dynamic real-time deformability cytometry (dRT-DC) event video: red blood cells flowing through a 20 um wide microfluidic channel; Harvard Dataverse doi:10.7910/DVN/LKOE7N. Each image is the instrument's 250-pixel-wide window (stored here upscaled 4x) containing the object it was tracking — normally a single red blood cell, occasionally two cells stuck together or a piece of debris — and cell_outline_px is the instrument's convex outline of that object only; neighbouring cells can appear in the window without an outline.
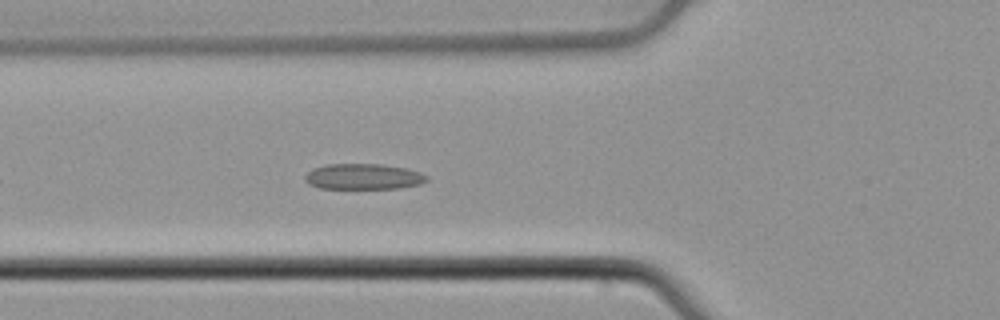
{"species": "common noctule bat (a hibernating species)", "species_latin": "Nyctalus noctula", "temperature_condition": "cold", "stored_images_in_passage": 42, "camera_frame_rate_fps": 3000, "um_per_image_px": 0.085, "animal": {"sex": "male", "body_mass_g": 21.5, "forearm_length_mm": 52.0}, "frame": {"image": 1, "passage_image": 8, "time_ms": 2.333, "image_size_px": [1000, 320], "cell_outline_px": [[428, 180], [420, 184], [400, 188], [320, 188], [308, 184], [304, 180], [304, 176], [312, 168], [328, 164], [380, 164], [404, 168], [420, 172], [428, 176]], "centroid_in_image_um": [30.87, 15.01], "position_along_channel_um": 94.9, "area_um2": 18.21}}
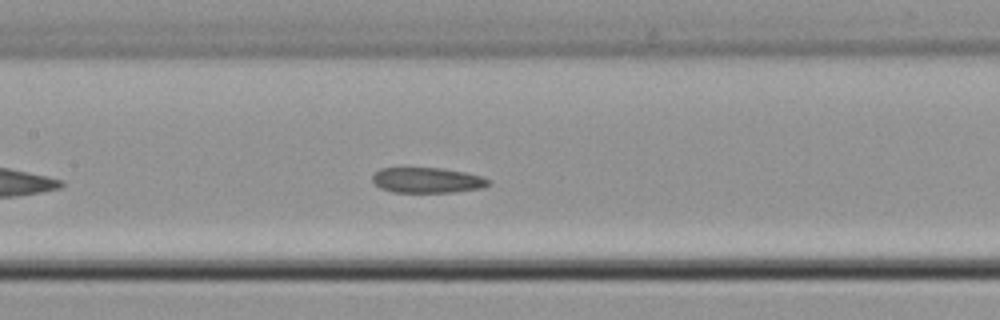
{"frame": {"image": 2, "passage_image": 14, "time_ms": 4.333, "image_size_px": [1000, 320], "cell_outline_px": [[492, 184], [484, 188], [456, 192], [392, 192], [380, 188], [372, 180], [372, 176], [380, 168], [444, 168], [464, 172], [480, 176], [492, 180]], "centroid_in_image_um": [36.37, 15.32], "position_along_channel_um": 171.0, "area_um2": 17.34}}
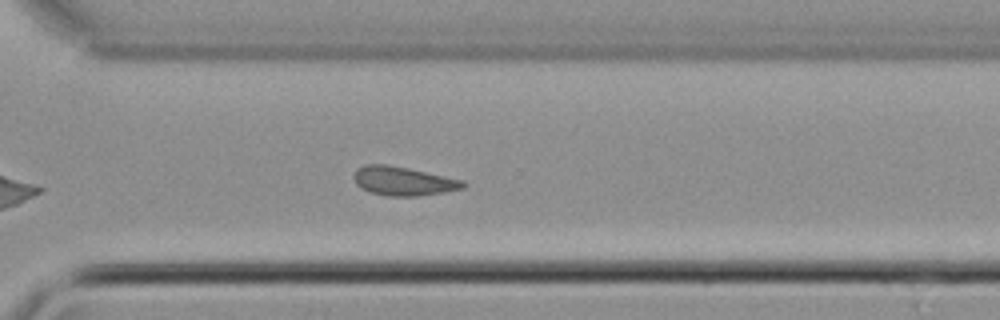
{"frame": {"image": 3, "passage_image": 27, "time_ms": 8.667, "image_size_px": [1000, 320], "cell_outline_px": [[468, 184], [464, 188], [444, 192], [420, 196], [388, 196], [368, 192], [360, 188], [356, 184], [352, 176], [356, 168], [364, 164], [388, 164], [408, 168], [464, 180]], "centroid_in_image_um": [34.25, 15.39], "position_along_channel_um": 336.4, "area_um2": 18.73}}